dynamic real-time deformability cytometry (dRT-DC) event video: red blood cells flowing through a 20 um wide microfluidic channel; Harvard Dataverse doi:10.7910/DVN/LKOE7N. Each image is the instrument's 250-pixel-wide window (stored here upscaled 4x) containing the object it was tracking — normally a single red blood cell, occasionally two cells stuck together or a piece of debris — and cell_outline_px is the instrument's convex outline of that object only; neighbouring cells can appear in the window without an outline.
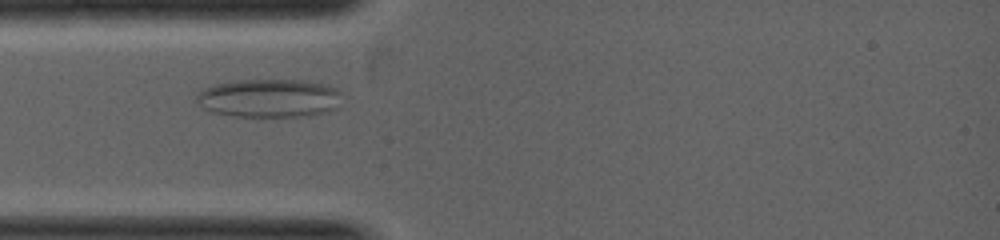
{"species": "common noctule bat (a hibernating species)", "species_latin": "Nyctalus noctula", "temperature_condition": "warm", "stored_images_in_passage": 8, "camera_frame_rate_fps": 5000, "um_per_image_px": 0.085, "animal": {"sex": "female", "body_mass_g": 19.0, "forearm_length_mm": 53.3}, "frame": {"image": 1, "passage_image": 5, "time_ms": 1.4, "image_size_px": [1000, 240], "cell_outline_px": [[340, 92], [336, 108], [328, 112], [312, 116], [232, 116], [204, 112], [192, 100], [204, 88], [216, 84], [236, 80], [308, 80], [328, 84], [336, 88]], "centroid_in_image_um": [22.81, 8.35], "position_along_channel_um": 62.2, "area_um2": 33.23}}
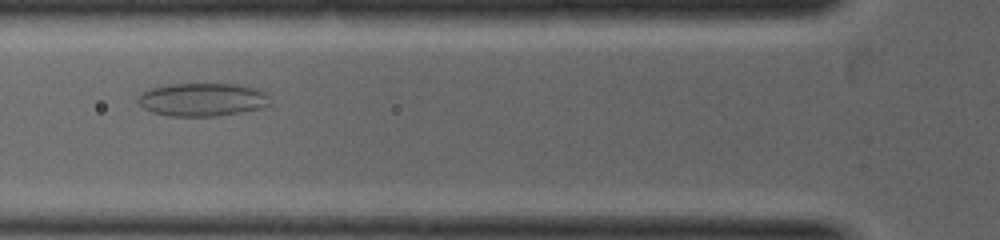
{"frame": {"image": 2, "passage_image": 7, "time_ms": 2.0, "image_size_px": [1000, 240], "cell_outline_px": [[272, 104], [264, 108], [216, 116], [168, 116], [152, 112], [144, 108], [136, 100], [148, 88], [168, 84], [244, 84], [256, 88], [264, 92], [268, 96]], "centroid_in_image_um": [17.24, 8.46], "position_along_channel_um": 108.6, "area_um2": 25.78}}